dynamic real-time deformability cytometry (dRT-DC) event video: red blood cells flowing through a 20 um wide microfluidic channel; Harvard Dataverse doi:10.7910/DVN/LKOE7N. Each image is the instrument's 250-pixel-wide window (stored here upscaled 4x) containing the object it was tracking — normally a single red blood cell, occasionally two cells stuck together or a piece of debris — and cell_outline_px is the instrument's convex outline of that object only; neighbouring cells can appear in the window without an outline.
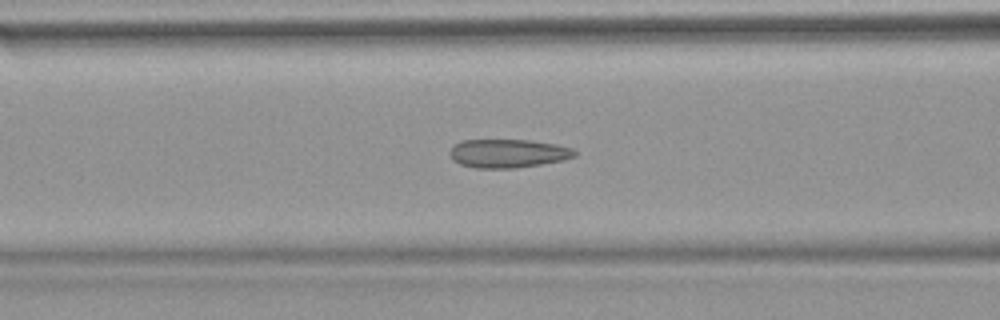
{"species": "common noctule bat (a hibernating species)", "species_latin": "Nyctalus noctula", "temperature_condition": "warm", "stored_images_in_passage": 34, "camera_frame_rate_fps": 3000, "um_per_image_px": 0.085, "animal": {"sex": "female", "body_mass_g": 18.4}, "frame": {"image": 1, "passage_image": 6, "time_ms": 1.667, "image_size_px": [1000, 320], "cell_outline_px": [[576, 156], [564, 160], [516, 168], [476, 168], [460, 164], [452, 160], [448, 152], [456, 144], [464, 140], [528, 140], [556, 144], [572, 148], [576, 152]], "centroid_in_image_um": [43.18, 13.04], "position_along_channel_um": 123.4, "area_um2": 20.75}, "authors_computed_cell_mechanics": {"area_um2": 20.6924, "velocity_mm_per_s": 3.8264, "shape_relaxation_time_tau1_ms": null, "shape_relaxation_time_tau2_ms": 1.5841, "deformation_change_tau1": null, "deformation_change_tau2": 0.1043}}